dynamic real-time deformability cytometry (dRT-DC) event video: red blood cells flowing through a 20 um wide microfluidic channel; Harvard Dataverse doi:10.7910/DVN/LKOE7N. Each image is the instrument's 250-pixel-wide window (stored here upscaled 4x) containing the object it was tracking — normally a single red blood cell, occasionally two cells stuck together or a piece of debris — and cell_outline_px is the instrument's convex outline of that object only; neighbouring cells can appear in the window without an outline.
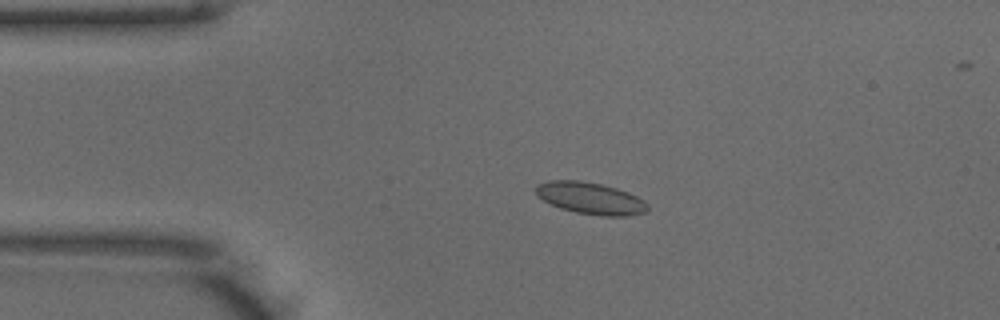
{"species": "common noctule bat (a hibernating species)", "species_latin": "Nyctalus noctula", "temperature_condition": "warm", "stored_images_in_passage": 52, "camera_frame_rate_fps": 3000, "um_per_image_px": 0.085, "animal": {"sex": "male", "body_mass_g": 18.8}, "frame": {"image": 1, "passage_image": 11, "time_ms": 3.333, "image_size_px": [1000, 320], "cell_outline_px": [[648, 208], [644, 212], [628, 216], [600, 216], [576, 212], [560, 208], [536, 196], [536, 184], [548, 180], [580, 180], [600, 184], [616, 188], [628, 192], [644, 200], [648, 204]], "centroid_in_image_um": [50.17, 16.84], "position_along_channel_um": 34.8, "area_um2": 20.75}}
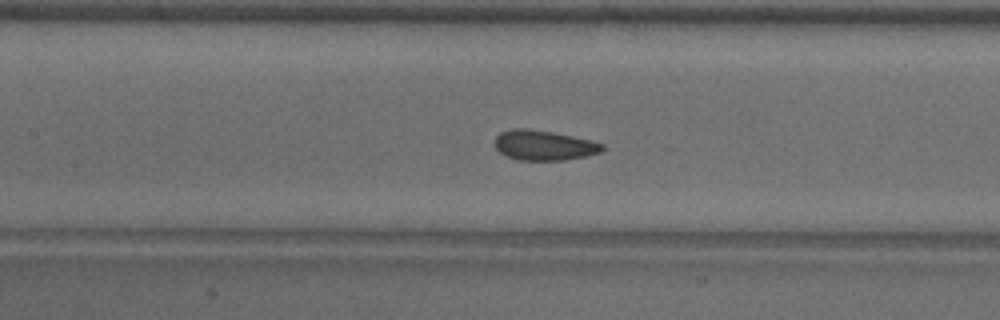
{"frame": {"image": 2, "passage_image": 23, "time_ms": 7.333, "image_size_px": [1000, 320], "cell_outline_px": [[604, 148], [600, 152], [588, 156], [564, 160], [520, 160], [508, 156], [500, 152], [496, 148], [496, 136], [500, 132], [512, 128], [528, 128], [552, 132], [592, 140], [604, 144]], "centroid_in_image_um": [46.26, 12.34], "position_along_channel_um": 161.1, "area_um2": 18.79}}
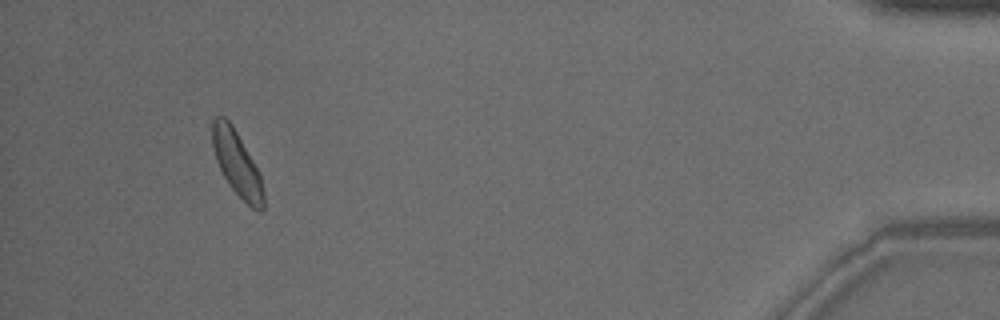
{"frame": {"image": 3, "passage_image": 48, "time_ms": 15.667, "image_size_px": [1000, 320], "cell_outline_px": [[264, 208], [260, 212], [252, 208], [228, 184], [216, 160], [212, 148], [212, 120], [216, 116], [224, 116], [232, 124], [260, 172], [264, 192]], "centroid_in_image_um": [20.14, 13.88], "position_along_channel_um": 415.1, "area_um2": 19.31}, "authors_computed_cell_mechanics": {"area_um2": 19.2185, "velocity_mm_per_s": 3.9254, "shape_relaxation_time_tau1_ms": null, "shape_relaxation_time_tau2_ms": 0.7876, "deformation_change_tau1": null, "deformation_change_tau2": 0.0414}}